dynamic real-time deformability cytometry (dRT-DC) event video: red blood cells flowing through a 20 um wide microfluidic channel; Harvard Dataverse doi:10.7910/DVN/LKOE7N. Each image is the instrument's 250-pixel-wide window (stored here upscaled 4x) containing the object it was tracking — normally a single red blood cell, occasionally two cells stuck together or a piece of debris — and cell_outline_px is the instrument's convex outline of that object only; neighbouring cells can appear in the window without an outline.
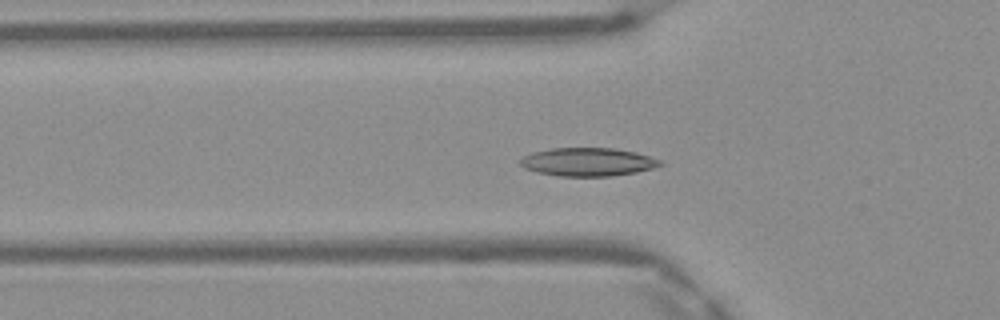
{"species": "Egyptian fruit bat (a non-hibernating species)", "species_latin": "Rousettus aegyptiacus", "temperature_condition": "warm", "stored_images_in_passage": 49, "camera_frame_rate_fps": 3000, "um_per_image_px": 0.085, "frame": {"image": 1, "passage_image": 16, "time_ms": 5.0, "image_size_px": [1000, 320], "cell_outline_px": [[664, 164], [652, 168], [636, 172], [612, 176], [556, 176], [536, 172], [524, 168], [520, 164], [520, 160], [524, 156], [532, 152], [552, 148], [612, 148], [636, 152], [660, 160]], "centroid_in_image_um": [49.94, 13.77], "position_along_channel_um": 75.9, "area_um2": 23.06}}
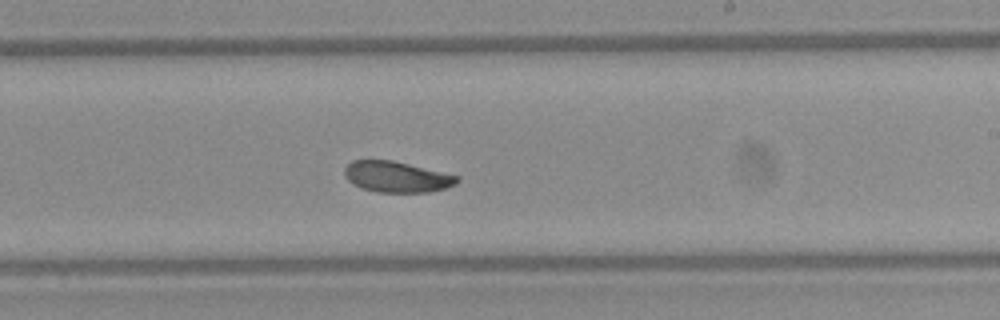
{"frame": {"image": 2, "passage_image": 29, "time_ms": 9.333, "image_size_px": [1000, 320], "cell_outline_px": [[460, 180], [456, 184], [444, 188], [428, 192], [376, 192], [360, 188], [352, 184], [344, 176], [344, 168], [352, 160], [392, 160], [460, 176]], "centroid_in_image_um": [33.69, 15.03], "position_along_channel_um": 255.3, "area_um2": 20.35}}
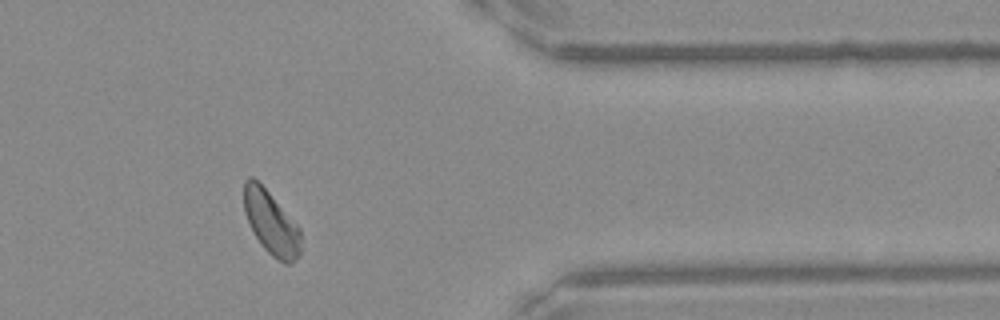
{"frame": {"image": 3, "passage_image": 40, "time_ms": 13.0, "image_size_px": [1000, 320], "cell_outline_px": [[300, 252], [292, 264], [284, 264], [272, 256], [260, 244], [244, 212], [244, 180], [248, 176], [252, 176], [268, 192], [300, 228]], "centroid_in_image_um": [23.04, 18.96], "position_along_channel_um": 388.4, "area_um2": 20.69}, "authors_computed_cell_mechanics": {"area_um2": 21.5594, "velocity_mm_per_s": 4.1287, "shape_relaxation_time_tau1_ms": 3.1456, "shape_relaxation_time_tau2_ms": 3.7718, "deformation_change_tau1": 0.0953, "deformation_change_tau2": 0.0861}}